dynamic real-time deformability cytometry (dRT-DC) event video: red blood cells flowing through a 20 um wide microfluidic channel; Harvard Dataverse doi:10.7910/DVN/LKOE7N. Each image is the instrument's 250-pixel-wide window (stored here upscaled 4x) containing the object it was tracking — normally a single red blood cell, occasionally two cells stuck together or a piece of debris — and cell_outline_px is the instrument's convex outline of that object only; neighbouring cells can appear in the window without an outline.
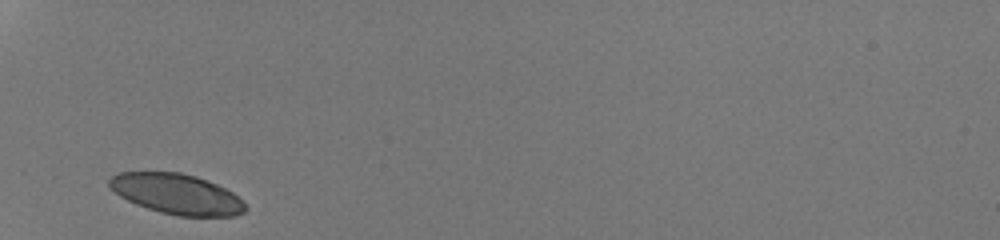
{"species": "human", "species_latin": "Homo sapiens", "temperature_condition": "room temperature", "stored_images_in_passage": 26, "camera_frame_rate_fps": 3000, "um_per_image_px": 0.085, "donor": {"sex": "male"}, "frame": {"image": 1, "passage_image": 1, "time_ms": 0.0, "image_size_px": [1000, 240], "cell_outline_px": [[248, 208], [244, 212], [232, 216], [180, 216], [160, 212], [136, 204], [120, 196], [108, 188], [108, 180], [112, 176], [120, 172], [180, 172], [196, 176], [216, 184], [232, 192]], "centroid_in_image_um": [14.98, 16.48], "position_along_channel_um": 70.0, "area_um2": 31.79}}
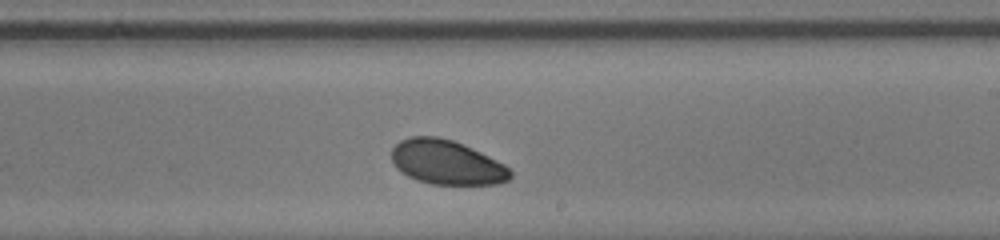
{"frame": {"image": 2, "passage_image": 15, "time_ms": 4.667, "image_size_px": [1000, 240], "cell_outline_px": [[512, 176], [508, 180], [496, 184], [432, 184], [416, 180], [400, 172], [396, 168], [392, 160], [392, 148], [400, 140], [412, 136], [436, 136], [452, 140], [488, 156], [504, 164], [512, 172]], "centroid_in_image_um": [37.93, 13.8], "position_along_channel_um": 251.1, "area_um2": 30.52}}
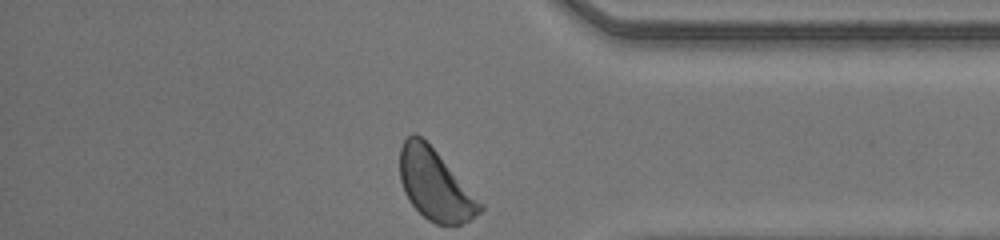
{"frame": {"image": 3, "passage_image": 26, "time_ms": 8.333, "image_size_px": [1000, 240], "cell_outline_px": [[484, 208], [480, 212], [468, 220], [460, 224], [436, 224], [428, 220], [408, 200], [404, 192], [400, 180], [400, 148], [404, 140], [412, 132], [416, 132], [436, 152], [484, 204]], "centroid_in_image_um": [36.96, 15.71], "position_along_channel_um": 398.2, "area_um2": 32.6}, "authors_computed_cell_mechanics": {"area_um2": 31.8189, "velocity_mm_per_s": 4.1762, "shape_relaxation_time_tau1_ms": 1.2165, "shape_relaxation_time_tau2_ms": 8.9328, "deformation_change_tau1": 0.0622, "deformation_change_tau2": 0.1222}}